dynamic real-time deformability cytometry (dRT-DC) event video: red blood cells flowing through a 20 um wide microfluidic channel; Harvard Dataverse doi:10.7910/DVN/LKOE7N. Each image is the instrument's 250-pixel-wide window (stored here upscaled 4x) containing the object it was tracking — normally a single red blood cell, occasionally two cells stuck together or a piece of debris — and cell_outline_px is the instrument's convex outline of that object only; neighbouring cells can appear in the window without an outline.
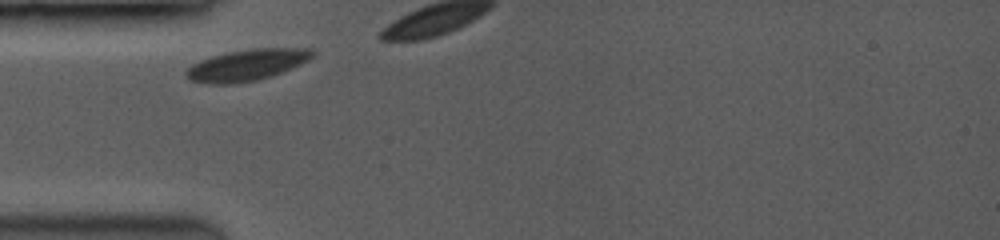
{"species": "common noctule bat (a hibernating species)", "species_latin": "Nyctalus noctula", "temperature_condition": "room temperature", "stored_images_in_passage": 6, "camera_frame_rate_fps": 3500, "um_per_image_px": 0.085, "animal": {"sex": "female", "body_mass_g": 19.0, "forearm_length_mm": 53.3}, "frame": {"image": 1, "passage_image": 1, "time_ms": 0.0, "image_size_px": [1000, 240], "cell_outline_px": [[316, 52], [308, 60], [300, 64], [280, 72], [256, 80], [228, 84], [212, 84], [188, 80], [184, 72], [192, 64], [200, 60], [212, 56], [252, 48], [312, 48]], "centroid_in_image_um": [20.96, 5.52], "position_along_channel_um": 64.0, "area_um2": 22.72}}